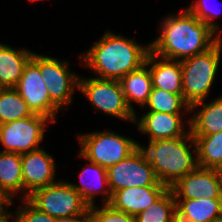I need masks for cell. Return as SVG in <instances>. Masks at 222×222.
<instances>
[{
  "label": "cell",
  "instance_id": "35",
  "mask_svg": "<svg viewBox=\"0 0 222 222\" xmlns=\"http://www.w3.org/2000/svg\"><path fill=\"white\" fill-rule=\"evenodd\" d=\"M34 1H40V0H29V2H32V3H33Z\"/></svg>",
  "mask_w": 222,
  "mask_h": 222
},
{
  "label": "cell",
  "instance_id": "9",
  "mask_svg": "<svg viewBox=\"0 0 222 222\" xmlns=\"http://www.w3.org/2000/svg\"><path fill=\"white\" fill-rule=\"evenodd\" d=\"M111 193L129 187L167 186L158 181L144 151L138 147L127 158L107 168Z\"/></svg>",
  "mask_w": 222,
  "mask_h": 222
},
{
  "label": "cell",
  "instance_id": "15",
  "mask_svg": "<svg viewBox=\"0 0 222 222\" xmlns=\"http://www.w3.org/2000/svg\"><path fill=\"white\" fill-rule=\"evenodd\" d=\"M168 186H144L120 189L112 194L110 205L132 216L138 215L158 200Z\"/></svg>",
  "mask_w": 222,
  "mask_h": 222
},
{
  "label": "cell",
  "instance_id": "18",
  "mask_svg": "<svg viewBox=\"0 0 222 222\" xmlns=\"http://www.w3.org/2000/svg\"><path fill=\"white\" fill-rule=\"evenodd\" d=\"M199 106L202 107L198 109ZM197 109L190 117L192 135H211L222 131V96L212 99L210 103H205V100L193 103L190 114Z\"/></svg>",
  "mask_w": 222,
  "mask_h": 222
},
{
  "label": "cell",
  "instance_id": "32",
  "mask_svg": "<svg viewBox=\"0 0 222 222\" xmlns=\"http://www.w3.org/2000/svg\"><path fill=\"white\" fill-rule=\"evenodd\" d=\"M11 204L12 202L0 190V210L5 209L4 207L10 206Z\"/></svg>",
  "mask_w": 222,
  "mask_h": 222
},
{
  "label": "cell",
  "instance_id": "34",
  "mask_svg": "<svg viewBox=\"0 0 222 222\" xmlns=\"http://www.w3.org/2000/svg\"><path fill=\"white\" fill-rule=\"evenodd\" d=\"M210 222H222V214L215 217L213 220H211Z\"/></svg>",
  "mask_w": 222,
  "mask_h": 222
},
{
  "label": "cell",
  "instance_id": "7",
  "mask_svg": "<svg viewBox=\"0 0 222 222\" xmlns=\"http://www.w3.org/2000/svg\"><path fill=\"white\" fill-rule=\"evenodd\" d=\"M78 91L90 101L95 111L135 122L137 114L128 107L119 80L79 77Z\"/></svg>",
  "mask_w": 222,
  "mask_h": 222
},
{
  "label": "cell",
  "instance_id": "1",
  "mask_svg": "<svg viewBox=\"0 0 222 222\" xmlns=\"http://www.w3.org/2000/svg\"><path fill=\"white\" fill-rule=\"evenodd\" d=\"M160 24V36L150 43L151 52L158 57L181 61L217 43V33L187 8L167 15Z\"/></svg>",
  "mask_w": 222,
  "mask_h": 222
},
{
  "label": "cell",
  "instance_id": "12",
  "mask_svg": "<svg viewBox=\"0 0 222 222\" xmlns=\"http://www.w3.org/2000/svg\"><path fill=\"white\" fill-rule=\"evenodd\" d=\"M23 191L21 198H28L35 190L53 184L56 163L43 148L21 154Z\"/></svg>",
  "mask_w": 222,
  "mask_h": 222
},
{
  "label": "cell",
  "instance_id": "31",
  "mask_svg": "<svg viewBox=\"0 0 222 222\" xmlns=\"http://www.w3.org/2000/svg\"><path fill=\"white\" fill-rule=\"evenodd\" d=\"M57 222H91L90 214L78 217V218H66L58 219Z\"/></svg>",
  "mask_w": 222,
  "mask_h": 222
},
{
  "label": "cell",
  "instance_id": "17",
  "mask_svg": "<svg viewBox=\"0 0 222 222\" xmlns=\"http://www.w3.org/2000/svg\"><path fill=\"white\" fill-rule=\"evenodd\" d=\"M79 175L81 184L78 185L71 182L70 184L81 195L82 199L89 205V207L95 205L97 194H103V204L110 203L112 193L108 185L106 168L89 161L87 166L83 167L80 171ZM86 176H89L88 179Z\"/></svg>",
  "mask_w": 222,
  "mask_h": 222
},
{
  "label": "cell",
  "instance_id": "13",
  "mask_svg": "<svg viewBox=\"0 0 222 222\" xmlns=\"http://www.w3.org/2000/svg\"><path fill=\"white\" fill-rule=\"evenodd\" d=\"M170 189L175 199L222 198L216 170L199 166L179 178Z\"/></svg>",
  "mask_w": 222,
  "mask_h": 222
},
{
  "label": "cell",
  "instance_id": "16",
  "mask_svg": "<svg viewBox=\"0 0 222 222\" xmlns=\"http://www.w3.org/2000/svg\"><path fill=\"white\" fill-rule=\"evenodd\" d=\"M145 63L150 69L153 88L172 94H183L180 61L161 58L150 51Z\"/></svg>",
  "mask_w": 222,
  "mask_h": 222
},
{
  "label": "cell",
  "instance_id": "2",
  "mask_svg": "<svg viewBox=\"0 0 222 222\" xmlns=\"http://www.w3.org/2000/svg\"><path fill=\"white\" fill-rule=\"evenodd\" d=\"M86 51L79 55L83 59L80 64L97 74L96 78L120 80L145 64L151 47L150 43L143 46L134 38L106 31Z\"/></svg>",
  "mask_w": 222,
  "mask_h": 222
},
{
  "label": "cell",
  "instance_id": "4",
  "mask_svg": "<svg viewBox=\"0 0 222 222\" xmlns=\"http://www.w3.org/2000/svg\"><path fill=\"white\" fill-rule=\"evenodd\" d=\"M221 30L217 43L206 52L181 60L183 98L191 106L206 100L220 66L222 51Z\"/></svg>",
  "mask_w": 222,
  "mask_h": 222
},
{
  "label": "cell",
  "instance_id": "14",
  "mask_svg": "<svg viewBox=\"0 0 222 222\" xmlns=\"http://www.w3.org/2000/svg\"><path fill=\"white\" fill-rule=\"evenodd\" d=\"M182 114L144 112L135 122L141 134L149 136V142L155 140L184 137L190 132V119L183 121ZM187 124V126L185 125ZM189 127L188 129H185Z\"/></svg>",
  "mask_w": 222,
  "mask_h": 222
},
{
  "label": "cell",
  "instance_id": "10",
  "mask_svg": "<svg viewBox=\"0 0 222 222\" xmlns=\"http://www.w3.org/2000/svg\"><path fill=\"white\" fill-rule=\"evenodd\" d=\"M52 121L42 115L34 114L16 121L0 125V142L3 152L28 153L39 148L44 139L45 128Z\"/></svg>",
  "mask_w": 222,
  "mask_h": 222
},
{
  "label": "cell",
  "instance_id": "8",
  "mask_svg": "<svg viewBox=\"0 0 222 222\" xmlns=\"http://www.w3.org/2000/svg\"><path fill=\"white\" fill-rule=\"evenodd\" d=\"M31 60L40 68L50 99L61 110L68 107L74 92L79 89V76L71 73L70 63L39 53H33Z\"/></svg>",
  "mask_w": 222,
  "mask_h": 222
},
{
  "label": "cell",
  "instance_id": "21",
  "mask_svg": "<svg viewBox=\"0 0 222 222\" xmlns=\"http://www.w3.org/2000/svg\"><path fill=\"white\" fill-rule=\"evenodd\" d=\"M119 82L128 107L136 114L132 103L144 108L153 88L149 66L143 64L139 69L126 74Z\"/></svg>",
  "mask_w": 222,
  "mask_h": 222
},
{
  "label": "cell",
  "instance_id": "3",
  "mask_svg": "<svg viewBox=\"0 0 222 222\" xmlns=\"http://www.w3.org/2000/svg\"><path fill=\"white\" fill-rule=\"evenodd\" d=\"M138 146L147 156L158 181L169 188L198 166L196 143L190 132L184 137L150 141L148 147Z\"/></svg>",
  "mask_w": 222,
  "mask_h": 222
},
{
  "label": "cell",
  "instance_id": "28",
  "mask_svg": "<svg viewBox=\"0 0 222 222\" xmlns=\"http://www.w3.org/2000/svg\"><path fill=\"white\" fill-rule=\"evenodd\" d=\"M91 222H136L135 216L114 209L110 204L89 208Z\"/></svg>",
  "mask_w": 222,
  "mask_h": 222
},
{
  "label": "cell",
  "instance_id": "24",
  "mask_svg": "<svg viewBox=\"0 0 222 222\" xmlns=\"http://www.w3.org/2000/svg\"><path fill=\"white\" fill-rule=\"evenodd\" d=\"M148 112L184 114L190 112V105L184 100L183 94H172L159 88H152L144 107Z\"/></svg>",
  "mask_w": 222,
  "mask_h": 222
},
{
  "label": "cell",
  "instance_id": "19",
  "mask_svg": "<svg viewBox=\"0 0 222 222\" xmlns=\"http://www.w3.org/2000/svg\"><path fill=\"white\" fill-rule=\"evenodd\" d=\"M34 52L0 43V88H15Z\"/></svg>",
  "mask_w": 222,
  "mask_h": 222
},
{
  "label": "cell",
  "instance_id": "27",
  "mask_svg": "<svg viewBox=\"0 0 222 222\" xmlns=\"http://www.w3.org/2000/svg\"><path fill=\"white\" fill-rule=\"evenodd\" d=\"M210 3L211 2L207 0H195L191 3V5L188 6L187 9L201 22L205 23L216 33H219L220 26L217 22H214V19L220 14L221 8L218 10V8L211 6L214 3Z\"/></svg>",
  "mask_w": 222,
  "mask_h": 222
},
{
  "label": "cell",
  "instance_id": "33",
  "mask_svg": "<svg viewBox=\"0 0 222 222\" xmlns=\"http://www.w3.org/2000/svg\"><path fill=\"white\" fill-rule=\"evenodd\" d=\"M216 173H217V176H218V179H219V183H220V187H221V190H222V163L219 164L216 168Z\"/></svg>",
  "mask_w": 222,
  "mask_h": 222
},
{
  "label": "cell",
  "instance_id": "11",
  "mask_svg": "<svg viewBox=\"0 0 222 222\" xmlns=\"http://www.w3.org/2000/svg\"><path fill=\"white\" fill-rule=\"evenodd\" d=\"M33 114L42 115L55 122L61 110L51 99L40 68L30 59L15 86Z\"/></svg>",
  "mask_w": 222,
  "mask_h": 222
},
{
  "label": "cell",
  "instance_id": "30",
  "mask_svg": "<svg viewBox=\"0 0 222 222\" xmlns=\"http://www.w3.org/2000/svg\"><path fill=\"white\" fill-rule=\"evenodd\" d=\"M8 207L9 206L0 210V222H17L16 216H14L12 212L8 211Z\"/></svg>",
  "mask_w": 222,
  "mask_h": 222
},
{
  "label": "cell",
  "instance_id": "20",
  "mask_svg": "<svg viewBox=\"0 0 222 222\" xmlns=\"http://www.w3.org/2000/svg\"><path fill=\"white\" fill-rule=\"evenodd\" d=\"M177 222H210L222 214V198L175 199Z\"/></svg>",
  "mask_w": 222,
  "mask_h": 222
},
{
  "label": "cell",
  "instance_id": "5",
  "mask_svg": "<svg viewBox=\"0 0 222 222\" xmlns=\"http://www.w3.org/2000/svg\"><path fill=\"white\" fill-rule=\"evenodd\" d=\"M80 151L77 156L109 168L127 158L139 146L134 139L111 131H94L78 135Z\"/></svg>",
  "mask_w": 222,
  "mask_h": 222
},
{
  "label": "cell",
  "instance_id": "23",
  "mask_svg": "<svg viewBox=\"0 0 222 222\" xmlns=\"http://www.w3.org/2000/svg\"><path fill=\"white\" fill-rule=\"evenodd\" d=\"M199 167L215 169L222 163V131L211 135H192Z\"/></svg>",
  "mask_w": 222,
  "mask_h": 222
},
{
  "label": "cell",
  "instance_id": "22",
  "mask_svg": "<svg viewBox=\"0 0 222 222\" xmlns=\"http://www.w3.org/2000/svg\"><path fill=\"white\" fill-rule=\"evenodd\" d=\"M0 190L12 203V197L23 193L21 154L0 151Z\"/></svg>",
  "mask_w": 222,
  "mask_h": 222
},
{
  "label": "cell",
  "instance_id": "26",
  "mask_svg": "<svg viewBox=\"0 0 222 222\" xmlns=\"http://www.w3.org/2000/svg\"><path fill=\"white\" fill-rule=\"evenodd\" d=\"M33 115L15 88L0 89V125Z\"/></svg>",
  "mask_w": 222,
  "mask_h": 222
},
{
  "label": "cell",
  "instance_id": "25",
  "mask_svg": "<svg viewBox=\"0 0 222 222\" xmlns=\"http://www.w3.org/2000/svg\"><path fill=\"white\" fill-rule=\"evenodd\" d=\"M136 222H177L176 201L169 188L158 200L135 216Z\"/></svg>",
  "mask_w": 222,
  "mask_h": 222
},
{
  "label": "cell",
  "instance_id": "6",
  "mask_svg": "<svg viewBox=\"0 0 222 222\" xmlns=\"http://www.w3.org/2000/svg\"><path fill=\"white\" fill-rule=\"evenodd\" d=\"M27 199L40 211L56 219L78 218L87 215L90 208L70 181L65 180L37 189Z\"/></svg>",
  "mask_w": 222,
  "mask_h": 222
},
{
  "label": "cell",
  "instance_id": "29",
  "mask_svg": "<svg viewBox=\"0 0 222 222\" xmlns=\"http://www.w3.org/2000/svg\"><path fill=\"white\" fill-rule=\"evenodd\" d=\"M23 202L18 209H16L17 222H57L58 219L40 211L27 198H21Z\"/></svg>",
  "mask_w": 222,
  "mask_h": 222
}]
</instances>
